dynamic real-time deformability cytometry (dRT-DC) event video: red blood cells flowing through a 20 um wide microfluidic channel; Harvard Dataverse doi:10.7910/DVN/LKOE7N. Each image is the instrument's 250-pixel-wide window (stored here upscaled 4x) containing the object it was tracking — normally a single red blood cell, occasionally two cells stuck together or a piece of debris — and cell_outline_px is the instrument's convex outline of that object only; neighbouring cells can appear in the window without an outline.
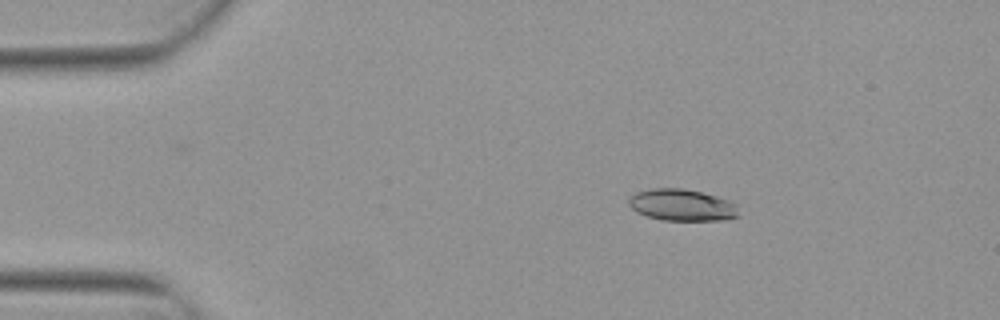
{"species": "Egyptian fruit bat (a non-hibernating species)", "species_latin": "Rousettus aegyptiacus", "temperature_condition": "warm", "stored_images_in_passage": 5, "camera_frame_rate_fps": 3000, "um_per_image_px": 0.085, "animal": {"sex": "female"}, "frame": {"image": 1, "passage_image": 3, "time_ms": 0.667, "image_size_px": [1000, 320], "cell_outline_px": [[736, 216], [728, 220], [664, 220], [648, 216], [636, 212], [628, 204], [628, 200], [636, 192], [648, 188], [684, 188], [716, 196], [728, 200], [736, 204]], "centroid_in_image_um": [57.93, 17.42], "position_along_channel_um": 27.1, "area_um2": 20.17}}
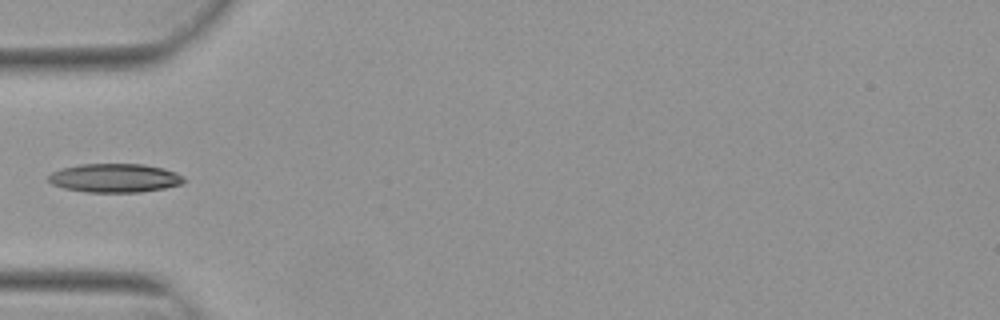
{"frame": {"image": 2, "passage_image": 5, "time_ms": 1.333, "image_size_px": [1000, 320], "cell_outline_px": [[188, 180], [180, 184], [164, 188], [140, 192], [88, 192], [64, 188], [52, 184], [48, 180], [48, 176], [52, 172], [60, 168], [80, 164], [144, 164], [164, 168], [176, 172], [184, 176]], "centroid_in_image_um": [9.78, 15.12], "position_along_channel_um": 75.2, "area_um2": 22.83}}